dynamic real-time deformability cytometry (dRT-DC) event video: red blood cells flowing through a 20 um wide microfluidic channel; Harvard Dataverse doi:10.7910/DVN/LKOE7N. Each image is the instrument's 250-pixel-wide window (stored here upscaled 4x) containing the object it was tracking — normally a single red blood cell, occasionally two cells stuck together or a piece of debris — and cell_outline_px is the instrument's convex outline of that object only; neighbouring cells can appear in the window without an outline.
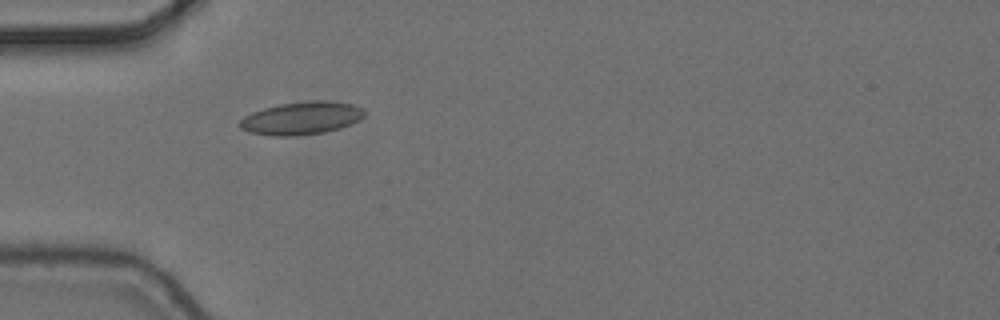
{"species": "common noctule bat (a hibernating species)", "species_latin": "Nyctalus noctula", "temperature_condition": "cold", "stored_images_in_passage": 4, "camera_frame_rate_fps": 3000, "um_per_image_px": 0.085, "animal": {"sex": "female", "body_mass_g": 24.6, "forearm_length_mm": 56.2}, "frame": {"image": 1, "passage_image": 4, "time_ms": 1.0, "image_size_px": [1000, 320], "cell_outline_px": [[368, 112], [360, 120], [340, 128], [324, 132], [296, 136], [272, 136], [252, 132], [240, 128], [240, 120], [244, 116], [252, 112], [264, 108], [280, 104], [316, 100], [324, 100], [352, 104], [364, 108]], "centroid_in_image_um": [25.67, 10.04], "position_along_channel_um": 59.3, "area_um2": 23.87}}